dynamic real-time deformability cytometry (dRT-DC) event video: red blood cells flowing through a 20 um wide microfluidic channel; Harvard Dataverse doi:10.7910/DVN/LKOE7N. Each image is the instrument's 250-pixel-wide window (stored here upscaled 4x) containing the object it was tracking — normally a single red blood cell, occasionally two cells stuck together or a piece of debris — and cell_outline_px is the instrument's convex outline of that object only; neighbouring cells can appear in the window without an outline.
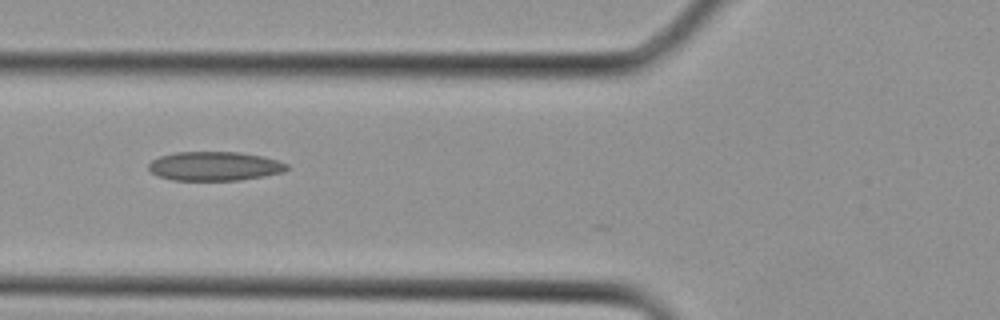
{"species": "Egyptian fruit bat (a non-hibernating species)", "species_latin": "Rousettus aegyptiacus", "temperature_condition": "cold", "stored_images_in_passage": 5, "camera_frame_rate_fps": 3000, "um_per_image_px": 0.085, "animal": {"sex": "female"}, "frame": {"image": 1, "passage_image": 5, "time_ms": 1.333, "image_size_px": [1000, 320], "cell_outline_px": [[292, 168], [284, 172], [264, 176], [240, 180], [172, 180], [160, 176], [152, 172], [148, 168], [148, 164], [152, 160], [160, 156], [176, 152], [240, 152], [264, 156], [288, 164]], "centroid_in_image_um": [18.29, 14.12], "position_along_channel_um": 107.5, "area_um2": 23.52}}